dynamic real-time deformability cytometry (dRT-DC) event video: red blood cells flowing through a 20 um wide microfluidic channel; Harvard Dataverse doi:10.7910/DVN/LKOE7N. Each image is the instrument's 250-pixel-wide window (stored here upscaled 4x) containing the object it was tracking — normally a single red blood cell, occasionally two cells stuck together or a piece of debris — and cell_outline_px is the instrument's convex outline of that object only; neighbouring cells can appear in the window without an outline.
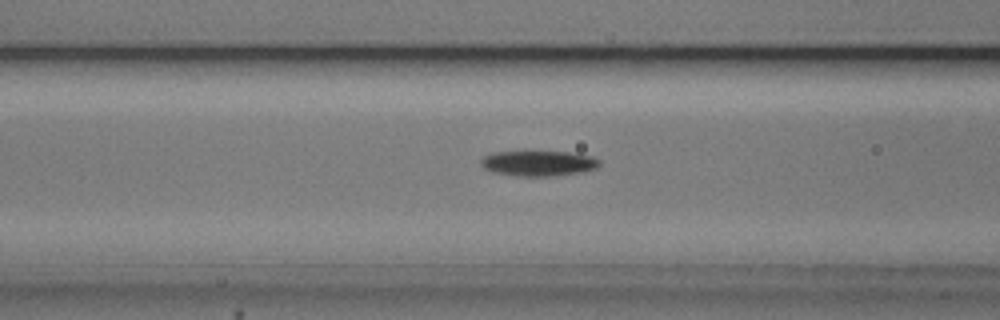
{"species": "common noctule bat (a hibernating species)", "species_latin": "Nyctalus noctula", "temperature_condition": "cold", "stored_images_in_passage": 48, "camera_frame_rate_fps": 3000, "um_per_image_px": 0.085, "animal": {"sex": "male", "body_mass_g": 20.5, "forearm_length_mm": 52.5}, "frame": {"image": 1, "passage_image": 22, "time_ms": 7.0, "image_size_px": [1000, 320], "cell_outline_px": [[600, 164], [596, 168], [580, 172], [552, 176], [520, 176], [492, 172], [484, 168], [480, 164], [480, 160], [484, 156], [492, 152], [524, 148], [568, 152], [592, 156], [600, 160]], "centroid_in_image_um": [45.7, 13.82], "position_along_channel_um": 120.9, "area_um2": 18.5}}
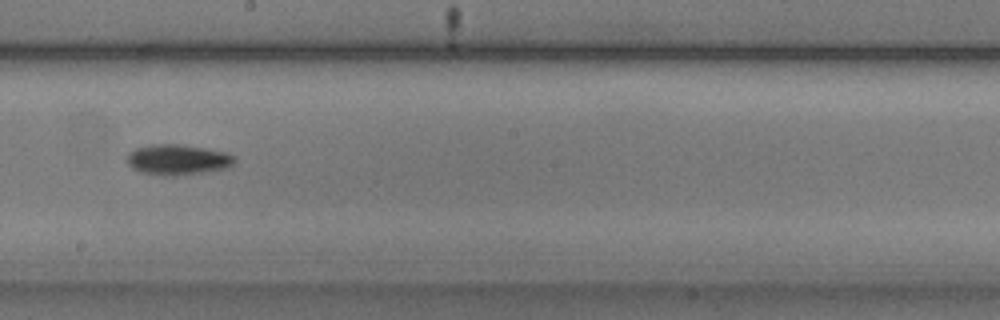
{"frame": {"image": 2, "passage_image": 31, "time_ms": 10.0, "image_size_px": [1000, 320], "cell_outline_px": [[236, 160], [228, 168], [204, 172], [176, 176], [172, 176], [140, 172], [132, 168], [128, 164], [124, 156], [128, 152], [136, 148], [152, 144], [180, 144], [228, 152], [236, 156]], "centroid_in_image_um": [15.1, 13.56], "position_along_channel_um": 233.1, "area_um2": 19.36}}
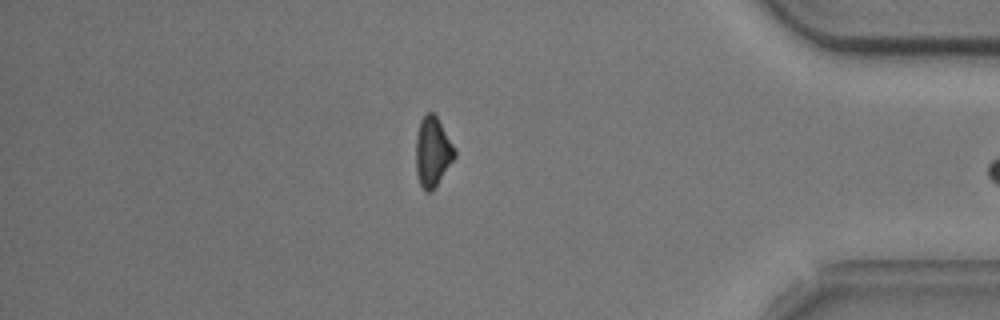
{"frame": {"image": 3, "passage_image": 47, "time_ms": 15.333, "image_size_px": [1000, 320], "cell_outline_px": [[456, 156], [432, 192], [428, 192], [420, 184], [416, 172], [416, 136], [420, 120], [428, 112], [432, 112], [436, 116], [456, 148]], "centroid_in_image_um": [36.78, 12.9], "position_along_channel_um": 398.4, "area_um2": 15.72}}